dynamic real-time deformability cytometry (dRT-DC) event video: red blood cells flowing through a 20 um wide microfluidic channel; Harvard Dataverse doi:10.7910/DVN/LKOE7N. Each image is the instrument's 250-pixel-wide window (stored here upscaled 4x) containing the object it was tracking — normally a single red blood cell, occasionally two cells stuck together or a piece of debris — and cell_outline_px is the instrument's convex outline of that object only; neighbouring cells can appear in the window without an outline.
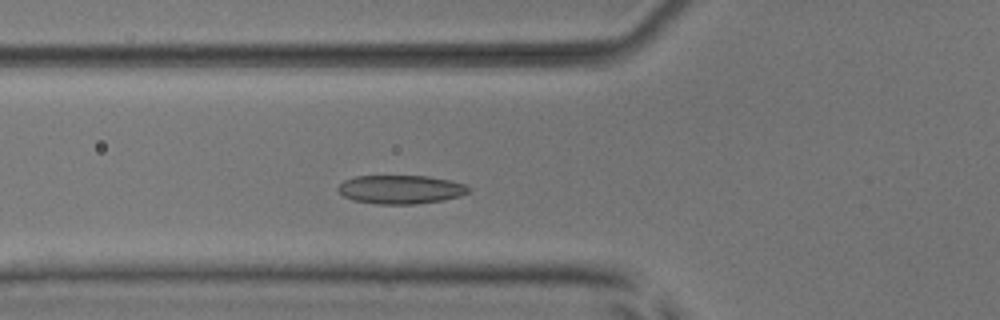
{"species": "common noctule bat (a hibernating species)", "species_latin": "Nyctalus noctula", "temperature_condition": "room temperature", "stored_images_in_passage": 39, "segment_of_instrument_passage": [1, 2], "camera_frame_rate_fps": 3000, "um_per_image_px": 0.085, "animal": {"sex": "male", "body_mass_g": 17.9, "forearm_length_mm": 54.2}, "frame": {"image": 1, "passage_image": 4, "time_ms": 1.0, "image_size_px": [1000, 320], "cell_outline_px": [[472, 188], [468, 192], [460, 196], [444, 200], [416, 204], [376, 204], [352, 200], [344, 196], [336, 188], [344, 180], [356, 176], [428, 176], [448, 180], [464, 184]], "centroid_in_image_um": [34.05, 16.11], "position_along_channel_um": 91.7, "area_um2": 21.85}}
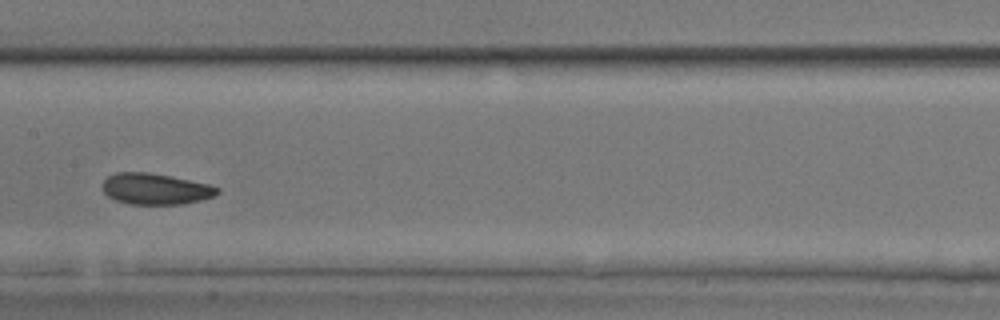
{"frame": {"image": 2, "passage_image": 12, "time_ms": 3.667, "image_size_px": [1000, 320], "cell_outline_px": [[220, 192], [216, 196], [184, 204], [128, 204], [116, 200], [108, 196], [104, 192], [104, 180], [108, 176], [116, 172], [148, 172], [172, 176], [208, 184], [220, 188]], "centroid_in_image_um": [13.25, 16.06], "position_along_channel_um": 194.2, "area_um2": 20.87}}
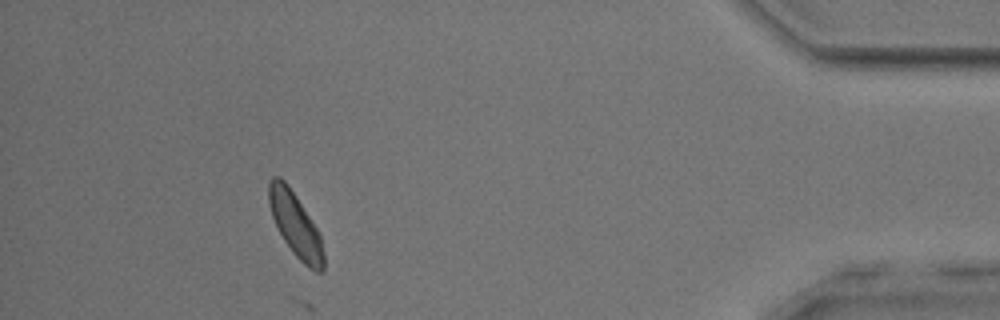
{"frame": {"image": 3, "passage_image": 33, "time_ms": 10.667, "image_size_px": [1000, 320], "cell_outline_px": [[324, 272], [316, 272], [304, 264], [292, 252], [284, 240], [272, 216], [268, 200], [268, 184], [272, 176], [280, 176], [288, 184], [296, 196], [316, 228], [320, 236], [324, 256]], "centroid_in_image_um": [25.1, 19.09], "position_along_channel_um": 410.1, "area_um2": 20.11}}